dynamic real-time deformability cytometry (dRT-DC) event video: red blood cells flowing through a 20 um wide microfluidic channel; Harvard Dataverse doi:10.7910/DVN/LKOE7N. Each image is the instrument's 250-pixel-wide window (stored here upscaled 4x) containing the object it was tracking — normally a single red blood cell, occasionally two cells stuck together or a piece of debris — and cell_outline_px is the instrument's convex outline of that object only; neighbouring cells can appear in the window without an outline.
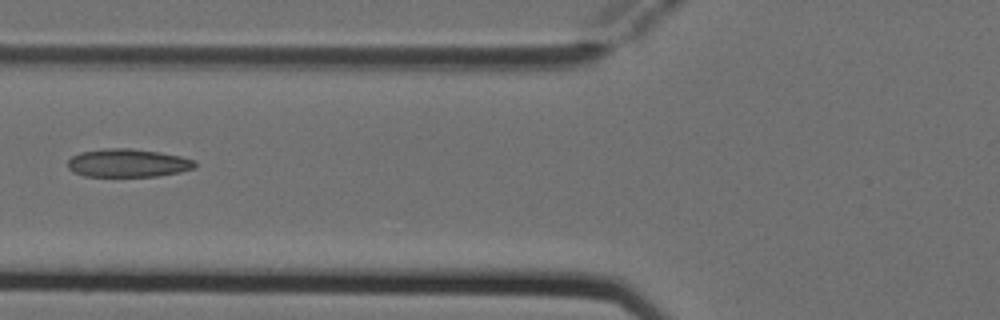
{"species": "Egyptian fruit bat (a non-hibernating species)", "species_latin": "Rousettus aegyptiacus", "temperature_condition": "cold", "stored_images_in_passage": 5, "camera_frame_rate_fps": 3000, "um_per_image_px": 0.085, "animal": {"sex": "female"}, "frame": {"image": 1, "passage_image": 5, "time_ms": 1.333, "image_size_px": [1000, 320], "cell_outline_px": [[196, 168], [180, 172], [156, 176], [84, 176], [72, 172], [68, 168], [68, 160], [72, 156], [80, 152], [104, 148], [132, 148], [160, 152], [180, 156], [196, 160]], "centroid_in_image_um": [10.87, 13.85], "position_along_channel_um": 114.9, "area_um2": 21.1}}